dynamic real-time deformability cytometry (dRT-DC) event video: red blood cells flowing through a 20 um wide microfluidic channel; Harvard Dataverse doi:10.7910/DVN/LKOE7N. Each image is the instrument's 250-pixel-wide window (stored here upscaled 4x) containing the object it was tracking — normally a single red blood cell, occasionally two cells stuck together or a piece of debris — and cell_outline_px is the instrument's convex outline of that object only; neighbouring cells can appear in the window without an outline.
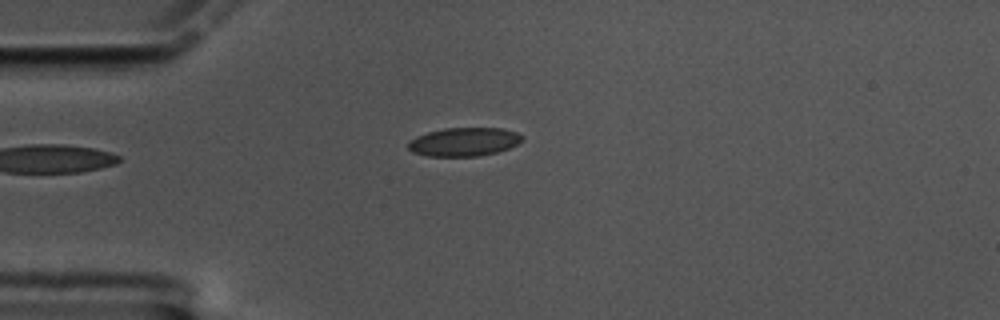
{"species": "common noctule bat (a hibernating species)", "species_latin": "Nyctalus noctula", "temperature_condition": "cold", "stored_images_in_passage": 45, "camera_frame_rate_fps": 3000, "um_per_image_px": 0.085, "animal": {"sex": "male", "body_mass_g": 17.5, "forearm_length_mm": 52.3}, "frame": {"image": 1, "passage_image": 1, "time_ms": 0.0, "image_size_px": [1000, 320], "cell_outline_px": [[524, 140], [508, 148], [496, 152], [480, 156], [428, 156], [412, 152], [408, 148], [408, 144], [416, 136], [428, 132], [444, 128], [504, 128], [516, 132], [524, 136]], "centroid_in_image_um": [39.46, 12.05], "position_along_channel_um": 45.5, "area_um2": 18.96}}
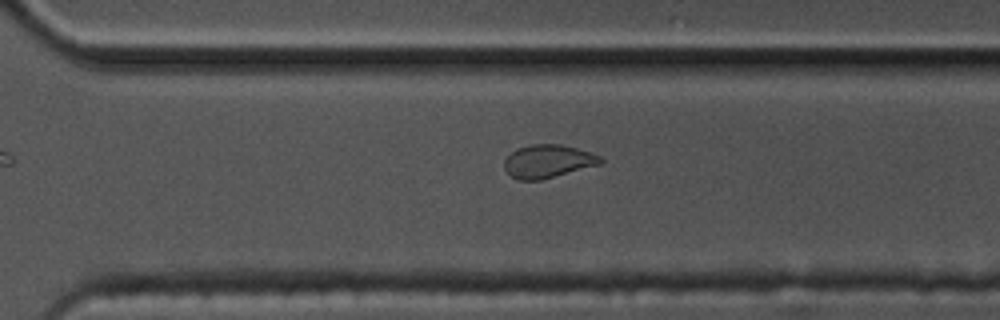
{"frame": {"image": 2, "passage_image": 27, "time_ms": 8.667, "image_size_px": [1000, 320], "cell_outline_px": [[604, 160], [600, 164], [540, 180], [516, 180], [504, 168], [504, 160], [516, 148], [532, 144], [560, 144], [576, 148], [600, 156]], "centroid_in_image_um": [46.55, 13.71], "position_along_channel_um": 324.1, "area_um2": 18.38}}
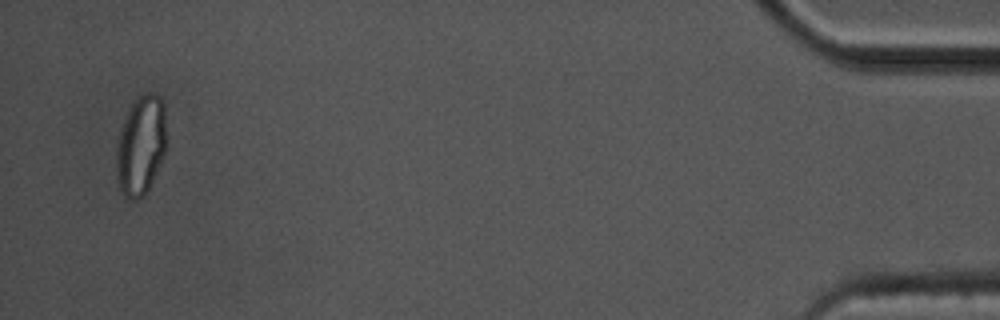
{"frame": {"image": 3, "passage_image": 43, "time_ms": 14.0, "image_size_px": [1000, 320], "cell_outline_px": [[164, 152], [160, 164], [144, 196], [136, 200], [128, 200], [120, 192], [116, 172], [116, 144], [120, 128], [124, 116], [128, 108], [140, 96], [148, 92], [156, 92], [160, 96], [164, 104]], "centroid_in_image_um": [11.92, 12.36], "position_along_channel_um": 423.3, "area_um2": 29.07}, "authors_computed_cell_mechanics": {"area_um2": 19.074, "velocity_mm_per_s": 3.4052, "shape_relaxation_time_tau1_ms": null, "shape_relaxation_time_tau2_ms": 1.6268, "deformation_change_tau1": null, "deformation_change_tau2": 0.0702}}